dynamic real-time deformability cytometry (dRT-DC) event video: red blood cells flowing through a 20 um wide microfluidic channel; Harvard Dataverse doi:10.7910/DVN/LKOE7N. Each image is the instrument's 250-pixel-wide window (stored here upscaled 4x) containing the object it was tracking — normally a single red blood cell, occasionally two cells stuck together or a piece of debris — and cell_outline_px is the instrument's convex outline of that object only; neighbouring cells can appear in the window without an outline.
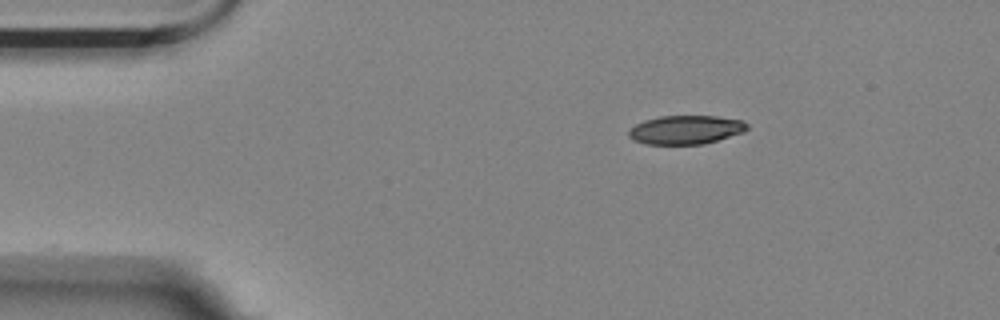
{"species": "Egyptian fruit bat (a non-hibernating species)", "species_latin": "Rousettus aegyptiacus", "temperature_condition": "room temperature", "stored_images_in_passage": 44, "camera_frame_rate_fps": 3000, "um_per_image_px": 0.085, "animal": {"sex": "female"}, "frame": {"image": 1, "passage_image": 1, "time_ms": 0.0, "image_size_px": [1000, 320], "cell_outline_px": [[748, 128], [744, 132], [704, 144], [644, 144], [632, 140], [628, 136], [628, 132], [636, 124], [644, 120], [660, 116], [716, 116], [744, 120], [748, 124]], "centroid_in_image_um": [58.3, 11.03], "position_along_channel_um": 26.7, "area_um2": 19.94}}
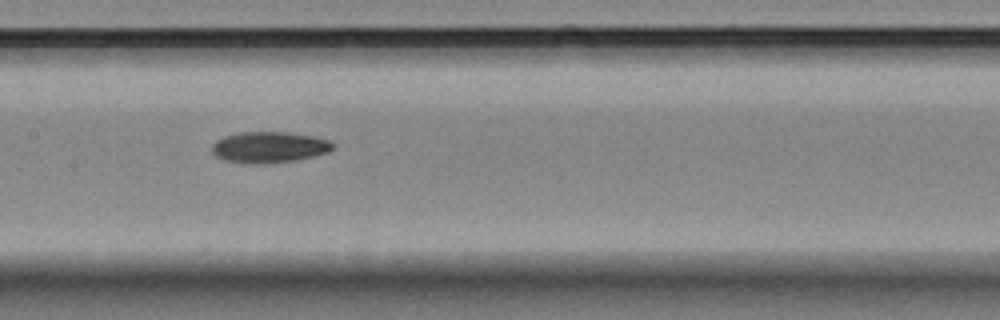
{"frame": {"image": 2, "passage_image": 19, "time_ms": 6.0, "image_size_px": [1000, 320], "cell_outline_px": [[336, 148], [328, 152], [296, 160], [224, 160], [216, 156], [212, 152], [212, 144], [216, 140], [224, 136], [240, 132], [288, 132], [312, 136], [328, 140], [336, 144]], "centroid_in_image_um": [22.93, 12.44], "position_along_channel_um": 184.5, "area_um2": 20.81}}
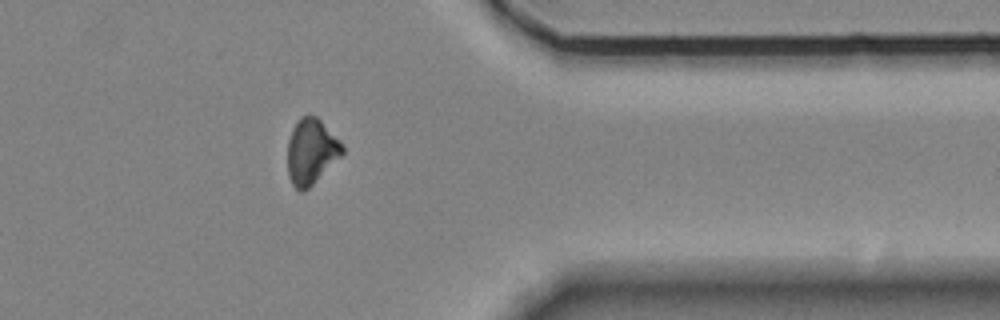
{"frame": {"image": 3, "passage_image": 37, "time_ms": 12.0, "image_size_px": [1000, 320], "cell_outline_px": [[344, 152], [308, 188], [300, 192], [292, 184], [288, 176], [288, 140], [292, 128], [296, 120], [300, 116], [308, 112], [316, 116], [320, 120], [344, 148]], "centroid_in_image_um": [26.4, 12.84], "position_along_channel_um": 385.0, "area_um2": 20.58}}